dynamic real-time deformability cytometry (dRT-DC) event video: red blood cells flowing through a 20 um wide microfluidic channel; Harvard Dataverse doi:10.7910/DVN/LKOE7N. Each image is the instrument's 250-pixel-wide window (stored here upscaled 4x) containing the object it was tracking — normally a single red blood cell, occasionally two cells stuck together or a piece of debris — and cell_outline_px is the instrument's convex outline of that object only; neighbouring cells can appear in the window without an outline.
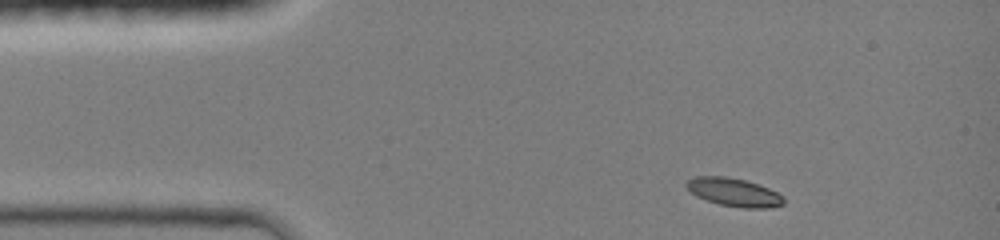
{"species": "common noctule bat (a hibernating species)", "species_latin": "Nyctalus noctula", "temperature_condition": "room temperature", "stored_images_in_passage": 5, "camera_frame_rate_fps": 3000, "um_per_image_px": 0.085, "animal": {"sex": "female", "body_mass_g": 19.0, "forearm_length_mm": 51.5}, "frame": {"image": 1, "passage_image": 1, "time_ms": 0.0, "image_size_px": [1000, 240], "cell_outline_px": [[784, 204], [772, 208], [744, 208], [720, 204], [696, 196], [684, 184], [688, 180], [696, 176], [728, 176], [744, 180], [768, 188], [784, 196]], "centroid_in_image_um": [62.4, 16.34], "position_along_channel_um": 22.6, "area_um2": 15.9}}
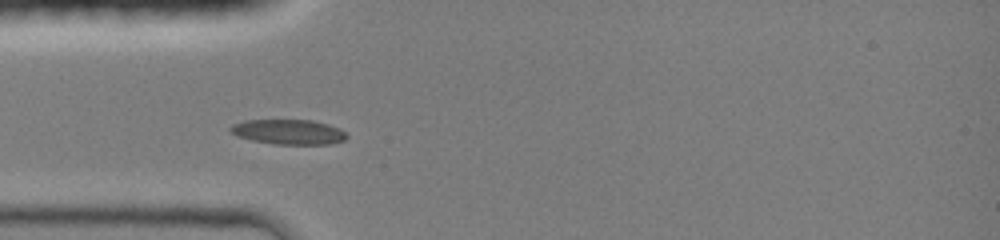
{"frame": {"image": 2, "passage_image": 4, "time_ms": 2.333, "image_size_px": [1000, 240], "cell_outline_px": [[348, 136], [344, 140], [332, 144], [272, 144], [252, 140], [236, 136], [228, 128], [232, 124], [244, 120], [312, 120], [328, 124], [340, 128]], "centroid_in_image_um": [24.52, 11.21], "position_along_channel_um": 60.5, "area_um2": 16.99}}